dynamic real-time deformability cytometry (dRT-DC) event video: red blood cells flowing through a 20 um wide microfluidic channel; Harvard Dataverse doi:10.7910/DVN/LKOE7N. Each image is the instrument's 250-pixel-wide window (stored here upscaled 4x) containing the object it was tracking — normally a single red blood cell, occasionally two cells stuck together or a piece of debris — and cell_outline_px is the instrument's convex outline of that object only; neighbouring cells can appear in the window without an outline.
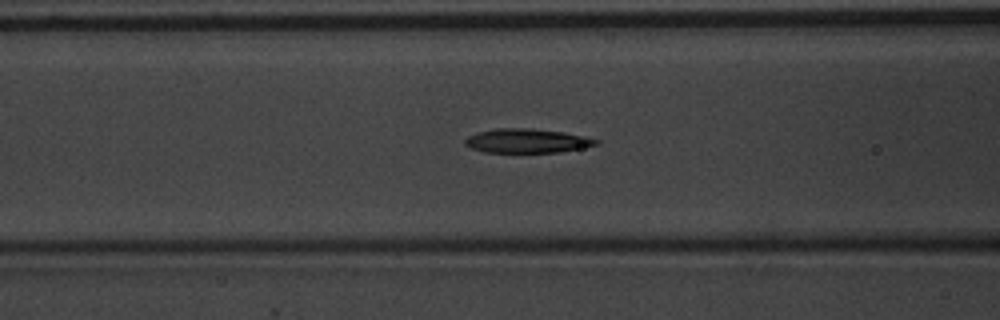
{"species": "common noctule bat (a hibernating species)", "species_latin": "Nyctalus noctula", "temperature_condition": "warm", "stored_images_in_passage": 49, "camera_frame_rate_fps": 3000, "um_per_image_px": 0.085, "animal": {"sex": "male", "body_mass_g": 20.1, "forearm_length_mm": 53.5}, "frame": {"image": 1, "passage_image": 17, "time_ms": 5.333, "image_size_px": [1000, 320], "cell_outline_px": [[600, 144], [560, 152], [484, 152], [472, 148], [464, 144], [464, 140], [468, 136], [480, 132], [496, 128], [528, 128], [564, 132], [584, 136], [600, 140]], "centroid_in_image_um": [44.81, 11.97], "position_along_channel_um": 121.8, "area_um2": 18.32}}
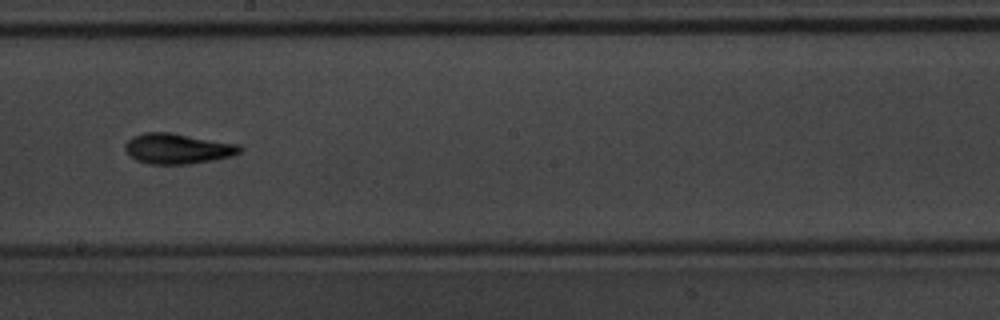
{"frame": {"image": 2, "passage_image": 26, "time_ms": 8.333, "image_size_px": [1000, 320], "cell_outline_px": [[244, 148], [240, 152], [232, 156], [216, 160], [188, 164], [152, 164], [136, 160], [128, 156], [124, 148], [124, 144], [132, 136], [144, 132], [168, 132], [236, 144]], "centroid_in_image_um": [15.05, 12.64], "position_along_channel_um": 233.1, "area_um2": 20.35}}
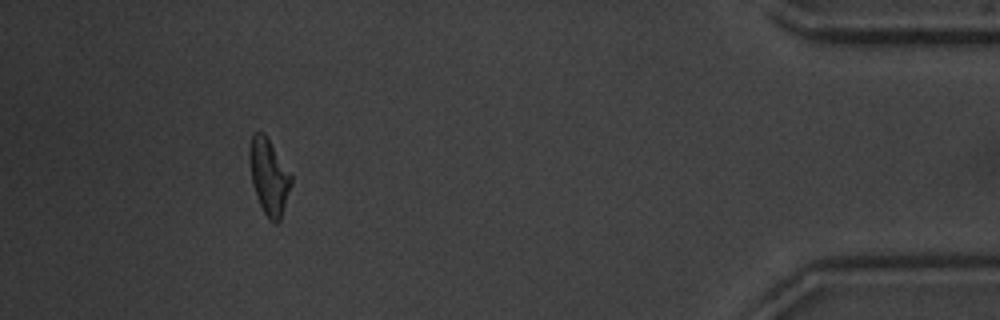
{"frame": {"image": 3, "passage_image": 45, "time_ms": 14.667, "image_size_px": [1000, 320], "cell_outline_px": [[292, 184], [280, 220], [276, 224], [272, 224], [268, 220], [256, 196], [252, 184], [248, 160], [248, 152], [252, 136], [256, 132], [264, 132], [292, 176]], "centroid_in_image_um": [22.84, 15.04], "position_along_channel_um": 412.4, "area_um2": 18.5}, "authors_computed_cell_mechanics": {"area_um2": 18.6116, "velocity_mm_per_s": 3.7139, "shape_relaxation_time_tau1_ms": 5.2036, "shape_relaxation_time_tau2_ms": 6.575, "deformation_change_tau1": 0.1856, "deformation_change_tau2": 0.1628}}